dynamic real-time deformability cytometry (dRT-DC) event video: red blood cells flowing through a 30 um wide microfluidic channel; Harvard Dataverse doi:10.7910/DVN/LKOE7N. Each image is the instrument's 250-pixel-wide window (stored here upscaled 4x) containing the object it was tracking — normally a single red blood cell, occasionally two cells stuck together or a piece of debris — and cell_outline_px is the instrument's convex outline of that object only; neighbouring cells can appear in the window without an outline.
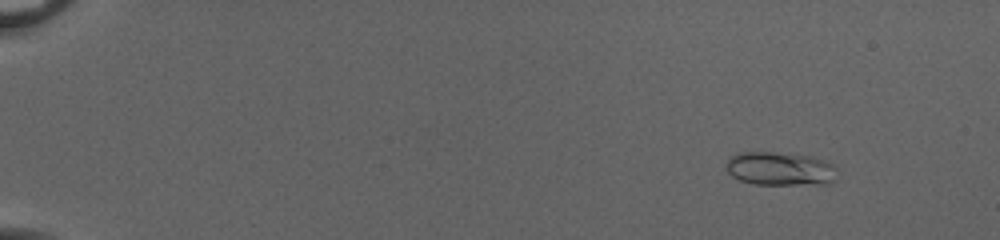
{"species": "common noctule bat (a hibernating species)", "species_latin": "Nyctalus noctula", "temperature_condition": "cold", "stored_images_in_passage": 54, "camera_frame_rate_fps": 3000, "um_per_image_px": 0.085, "animal": {"sex": "female", "body_mass_g": 20.0, "forearm_length_mm": 54.0}, "frame": {"image": 1, "passage_image": 7, "time_ms": 2.0, "image_size_px": [1000, 240], "cell_outline_px": [[836, 180], [828, 184], [752, 184], [740, 180], [732, 176], [724, 168], [724, 164], [736, 152], [772, 152], [812, 156], [824, 160], [832, 164], [836, 168]], "centroid_in_image_um": [66.29, 14.34], "position_along_channel_um": 18.7, "area_um2": 21.96}}
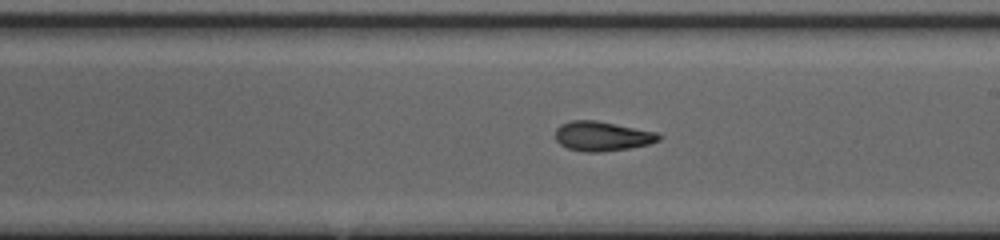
{"frame": {"image": 2, "passage_image": 34, "time_ms": 11.0, "image_size_px": [1000, 240], "cell_outline_px": [[664, 136], [660, 140], [648, 144], [628, 148], [600, 152], [584, 152], [568, 148], [560, 144], [556, 140], [556, 128], [560, 124], [572, 120], [596, 120], [656, 132]], "centroid_in_image_um": [51.18, 11.57], "position_along_channel_um": 237.8, "area_um2": 17.8}}
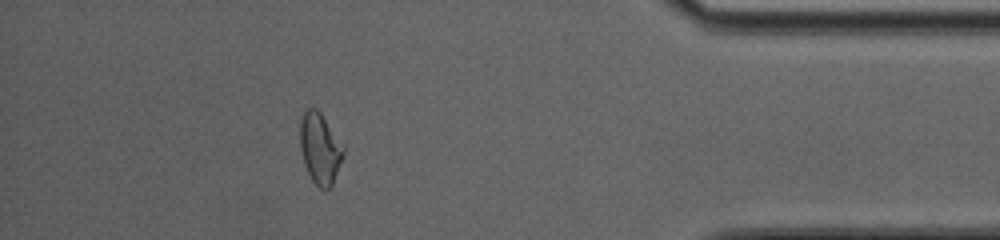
{"frame": {"image": 3, "passage_image": 49, "time_ms": 16.0, "image_size_px": [1000, 240], "cell_outline_px": [[344, 156], [332, 184], [328, 188], [320, 188], [312, 180], [304, 164], [300, 148], [300, 120], [304, 112], [308, 108], [316, 108], [320, 112], [344, 144]], "centroid_in_image_um": [27.21, 12.59], "position_along_channel_um": 408.0, "area_um2": 17.92}, "authors_computed_cell_mechanics": {"area_um2": 18.1492, "velocity_mm_per_s": 4.0713, "shape_relaxation_time_tau1_ms": null, "shape_relaxation_time_tau2_ms": 2.6109, "deformation_change_tau1": null, "deformation_change_tau2": 0.0919}}